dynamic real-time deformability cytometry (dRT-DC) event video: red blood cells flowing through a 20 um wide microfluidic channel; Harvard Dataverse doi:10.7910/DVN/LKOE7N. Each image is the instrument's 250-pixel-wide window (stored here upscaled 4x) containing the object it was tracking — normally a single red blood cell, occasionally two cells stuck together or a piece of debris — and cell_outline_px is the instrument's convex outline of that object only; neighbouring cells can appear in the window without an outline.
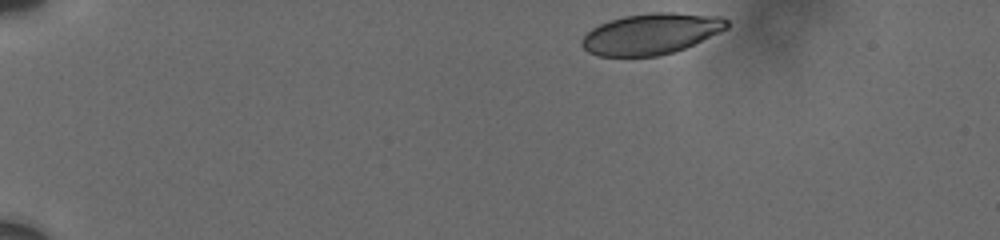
{"species": "human", "species_latin": "Homo sapiens", "temperature_condition": "cold", "stored_images_in_passage": 47, "camera_frame_rate_fps": 3000, "um_per_image_px": 0.085, "donor": {"sex": "male"}, "frame": {"image": 1, "passage_image": 1, "time_ms": 0.0, "image_size_px": [1000, 240], "cell_outline_px": [[728, 28], [720, 32], [684, 48], [672, 52], [656, 56], [600, 56], [588, 52], [580, 44], [580, 40], [592, 28], [600, 24], [624, 16], [652, 12], [672, 12], [720, 16], [728, 20]], "centroid_in_image_um": [55.34, 2.87], "position_along_channel_um": 29.7, "area_um2": 34.45}}
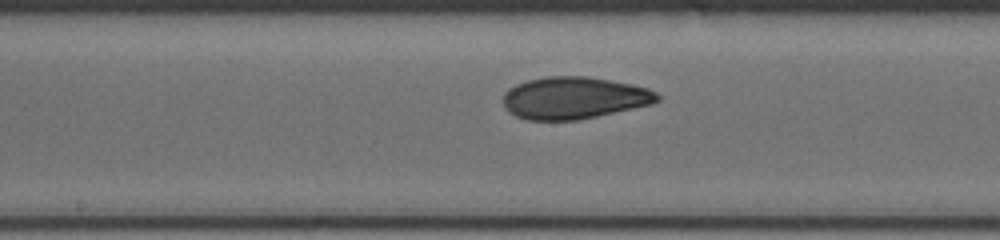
{"frame": {"image": 2, "passage_image": 23, "time_ms": 7.333, "image_size_px": [1000, 240], "cell_outline_px": [[660, 100], [652, 104], [580, 120], [528, 120], [516, 116], [508, 112], [504, 108], [504, 92], [516, 84], [528, 80], [548, 76], [588, 76], [632, 84], [648, 88], [656, 92], [660, 96]], "centroid_in_image_um": [48.8, 8.32], "position_along_channel_um": 199.4, "area_um2": 37.97}}
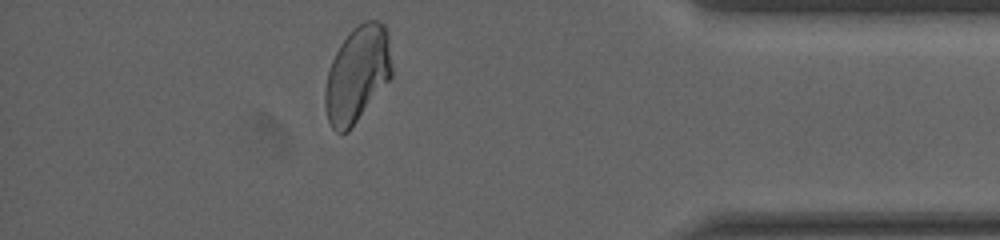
{"frame": {"image": 3, "passage_image": 42, "time_ms": 13.667, "image_size_px": [1000, 240], "cell_outline_px": [[392, 76], [348, 132], [336, 132], [332, 128], [328, 120], [324, 104], [324, 92], [328, 72], [332, 60], [340, 44], [352, 28], [364, 20], [376, 20], [384, 24], [388, 32], [392, 68]], "centroid_in_image_um": [30.37, 6.29], "position_along_channel_um": 404.8, "area_um2": 37.34}, "authors_computed_cell_mechanics": {"area_um2": 37.3388, "velocity_mm_per_s": 3.6896, "shape_relaxation_time_tau1_ms": 9.2301, "shape_relaxation_time_tau2_ms": 1.5458, "deformation_change_tau1": 0.1985, "deformation_change_tau2": 0.0609}}